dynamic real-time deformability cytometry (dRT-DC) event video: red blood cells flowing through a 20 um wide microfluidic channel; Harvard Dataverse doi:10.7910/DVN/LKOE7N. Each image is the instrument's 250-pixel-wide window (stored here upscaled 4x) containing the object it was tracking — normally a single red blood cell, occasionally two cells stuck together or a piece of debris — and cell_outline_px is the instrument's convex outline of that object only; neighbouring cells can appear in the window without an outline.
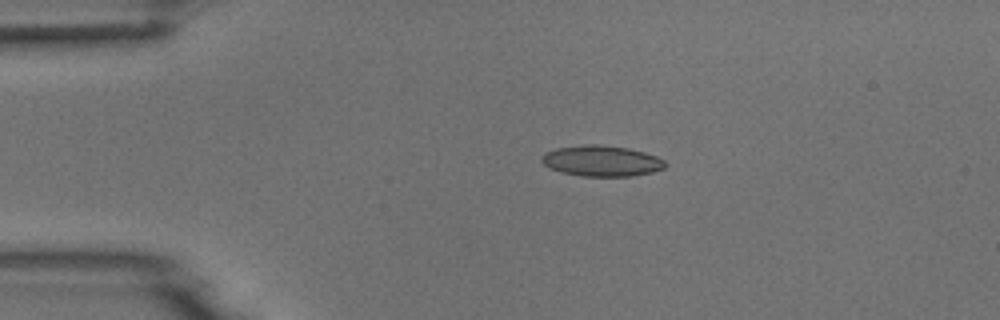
{"species": "common noctule bat (a hibernating species)", "species_latin": "Nyctalus noctula", "temperature_condition": "room temperature", "stored_images_in_passage": 4, "camera_frame_rate_fps": 3000, "um_per_image_px": 0.085, "animal": {"sex": "male", "body_mass_g": 18.8}, "frame": {"image": 1, "passage_image": 3, "time_ms": 0.667, "image_size_px": [1000, 320], "cell_outline_px": [[664, 168], [652, 172], [632, 176], [584, 176], [560, 172], [548, 168], [540, 160], [540, 156], [544, 152], [556, 148], [584, 144], [596, 144], [628, 148], [644, 152], [656, 156], [664, 160]], "centroid_in_image_um": [51.07, 13.67], "position_along_channel_um": 33.9, "area_um2": 22.25}}